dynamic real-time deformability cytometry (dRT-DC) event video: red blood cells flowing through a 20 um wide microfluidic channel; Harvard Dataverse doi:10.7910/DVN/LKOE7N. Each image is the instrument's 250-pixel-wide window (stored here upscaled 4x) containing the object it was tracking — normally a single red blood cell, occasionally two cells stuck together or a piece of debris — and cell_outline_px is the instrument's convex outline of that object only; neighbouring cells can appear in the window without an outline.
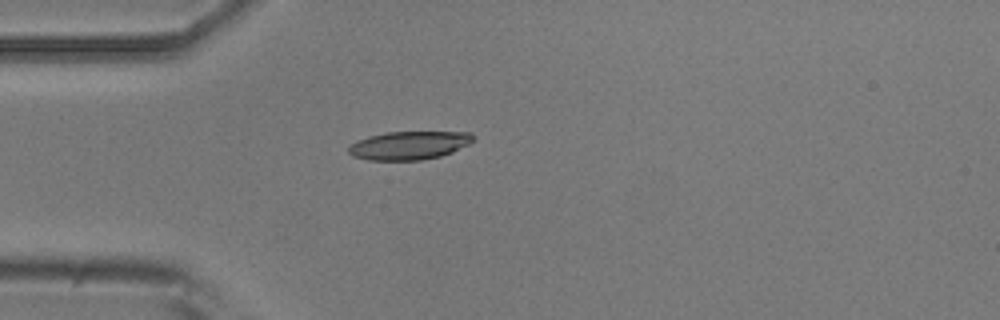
{"species": "common noctule bat (a hibernating species)", "species_latin": "Nyctalus noctula", "temperature_condition": "room temperature", "stored_images_in_passage": 3, "camera_frame_rate_fps": 3000, "um_per_image_px": 0.085, "animal": {"sex": "male", "body_mass_g": 20.5, "forearm_length_mm": 52.5}, "frame": {"image": 1, "passage_image": 1, "time_ms": 0.0, "image_size_px": [1000, 320], "cell_outline_px": [[476, 140], [452, 152], [440, 156], [420, 160], [368, 160], [352, 156], [348, 152], [348, 144], [356, 140], [368, 136], [384, 132], [472, 132], [476, 136]], "centroid_in_image_um": [34.76, 12.35], "position_along_channel_um": 50.2, "area_um2": 20.87}}
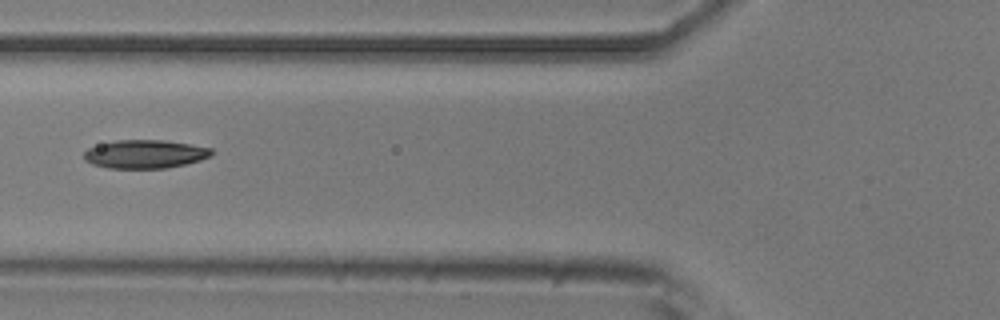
{"frame": {"image": 2, "passage_image": 3, "time_ms": 2.0, "image_size_px": [1000, 320], "cell_outline_px": [[212, 152], [208, 156], [200, 160], [168, 168], [108, 168], [92, 164], [84, 160], [84, 152], [88, 148], [100, 144], [116, 140], [164, 140], [212, 148]], "centroid_in_image_um": [12.28, 13.1], "position_along_channel_um": 113.5, "area_um2": 20.98}}